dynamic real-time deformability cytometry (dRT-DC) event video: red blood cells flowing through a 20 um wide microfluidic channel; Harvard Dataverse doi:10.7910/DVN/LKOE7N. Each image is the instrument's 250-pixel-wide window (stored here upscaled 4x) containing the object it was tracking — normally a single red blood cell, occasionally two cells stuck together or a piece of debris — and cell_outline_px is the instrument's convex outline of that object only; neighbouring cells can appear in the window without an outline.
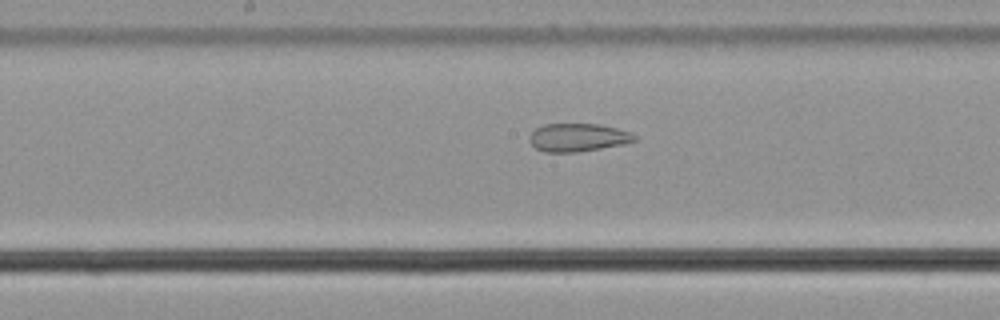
{"species": "common noctule bat (a hibernating species)", "species_latin": "Nyctalus noctula", "temperature_condition": "cold", "stored_images_in_passage": 48, "camera_frame_rate_fps": 3000, "um_per_image_px": 0.085, "animal": {"sex": "male", "body_mass_g": 21.5, "forearm_length_mm": 52.0}, "frame": {"image": 1, "passage_image": 21, "time_ms": 6.667, "image_size_px": [1000, 320], "cell_outline_px": [[636, 140], [624, 144], [576, 152], [544, 152], [536, 148], [528, 140], [528, 136], [536, 128], [544, 124], [600, 124], [632, 132], [636, 136]], "centroid_in_image_um": [49.11, 11.68], "position_along_channel_um": 199.1, "area_um2": 17.22}}
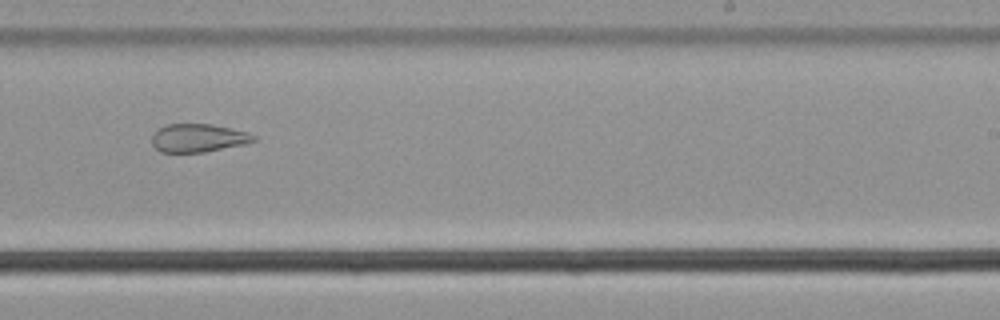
{"frame": {"image": 2, "passage_image": 27, "time_ms": 8.667, "image_size_px": [1000, 320], "cell_outline_px": [[256, 140], [248, 144], [204, 152], [160, 152], [152, 144], [152, 136], [160, 128], [168, 124], [212, 124], [232, 128], [248, 132], [256, 136]], "centroid_in_image_um": [16.9, 11.73], "position_along_channel_um": 272.1, "area_um2": 16.82}}
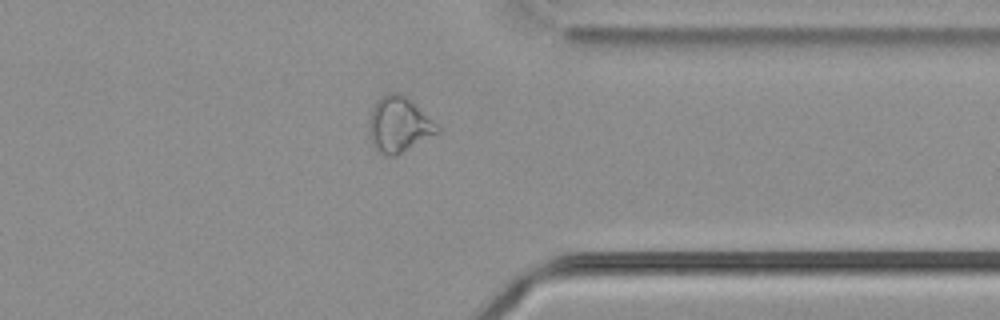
{"frame": {"image": 3, "passage_image": 36, "time_ms": 11.667, "image_size_px": [1000, 320], "cell_outline_px": [[440, 132], [396, 156], [384, 156], [376, 152], [368, 140], [368, 116], [376, 100], [380, 96], [388, 92], [400, 92], [436, 124], [440, 128]], "centroid_in_image_um": [33.81, 10.63], "position_along_channel_um": 377.6, "area_um2": 22.43}, "authors_computed_cell_mechanics": {"area_um2": 22.5998, "velocity_mm_per_s": 3.647, "shape_relaxation_time_tau1_ms": null, "shape_relaxation_time_tau2_ms": 5.8546, "deformation_change_tau1": null, "deformation_change_tau2": 0.1165}}